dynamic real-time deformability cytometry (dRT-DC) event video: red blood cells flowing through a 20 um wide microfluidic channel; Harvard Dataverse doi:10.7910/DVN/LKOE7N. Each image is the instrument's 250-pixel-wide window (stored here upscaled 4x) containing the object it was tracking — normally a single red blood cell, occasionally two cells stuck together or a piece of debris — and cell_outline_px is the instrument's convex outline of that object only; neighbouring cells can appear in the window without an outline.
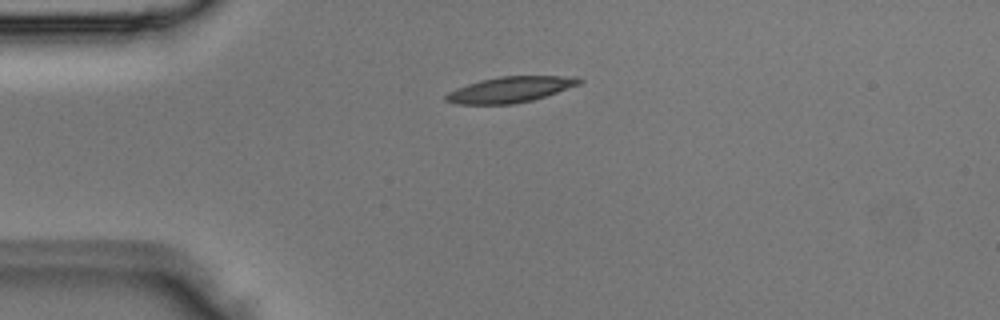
{"species": "Egyptian fruit bat (a non-hibernating species)", "species_latin": "Rousettus aegyptiacus", "temperature_condition": "room temperature", "stored_images_in_passage": 4, "camera_frame_rate_fps": 3000, "um_per_image_px": 0.085, "animal": {"sex": "male"}, "frame": {"image": 1, "passage_image": 4, "time_ms": 1.0, "image_size_px": [1000, 320], "cell_outline_px": [[584, 80], [580, 84], [532, 100], [512, 104], [456, 104], [444, 100], [444, 96], [448, 92], [456, 88], [480, 80], [500, 76], [576, 76]], "centroid_in_image_um": [43.35, 7.6], "position_along_channel_um": 41.6, "area_um2": 19.94}}